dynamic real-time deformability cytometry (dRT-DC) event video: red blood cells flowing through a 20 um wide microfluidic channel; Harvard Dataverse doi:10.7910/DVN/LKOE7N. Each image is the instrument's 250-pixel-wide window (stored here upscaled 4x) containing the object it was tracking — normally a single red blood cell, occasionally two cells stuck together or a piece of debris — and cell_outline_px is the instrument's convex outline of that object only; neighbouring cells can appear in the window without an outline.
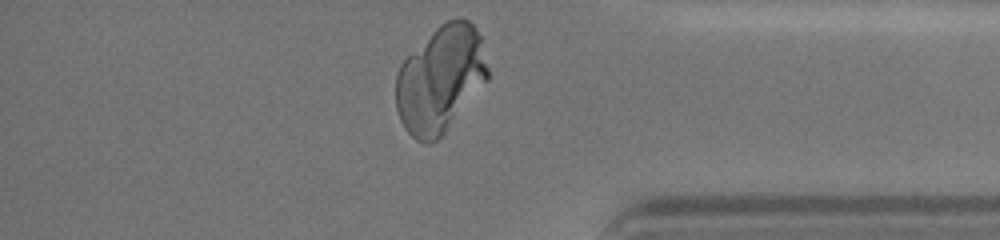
{"species": "human", "species_latin": "Homo sapiens", "temperature_condition": "cold", "stored_images_in_passage": 51, "camera_frame_rate_fps": 3000, "um_per_image_px": 0.085, "donor": {"sex": "female"}, "frame": {"image": 1, "passage_image": 51, "time_ms": 16.667, "image_size_px": [1000, 240], "cell_outline_px": [[488, 80], [444, 132], [436, 140], [428, 144], [424, 144], [416, 140], [404, 128], [400, 120], [396, 108], [396, 72], [400, 64], [440, 24], [448, 20], [460, 16], [468, 20], [476, 28], [480, 36], [488, 68]], "centroid_in_image_um": [37.42, 6.73], "position_along_channel_um": 397.8, "area_um2": 56.76}}